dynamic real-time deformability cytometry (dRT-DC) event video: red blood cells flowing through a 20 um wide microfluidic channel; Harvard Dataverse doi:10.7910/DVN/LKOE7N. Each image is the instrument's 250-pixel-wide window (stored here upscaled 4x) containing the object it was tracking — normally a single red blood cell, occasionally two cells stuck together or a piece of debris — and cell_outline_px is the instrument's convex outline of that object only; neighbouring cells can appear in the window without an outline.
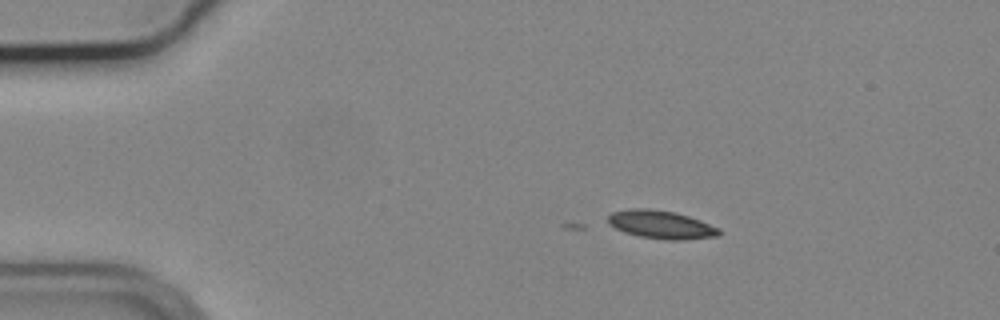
{"species": "common noctule bat (a hibernating species)", "species_latin": "Nyctalus noctula", "temperature_condition": "cold", "stored_images_in_passage": 4, "camera_frame_rate_fps": 3000, "um_per_image_px": 0.085, "animal": {"sex": "male", "body_mass_g": 19.2, "forearm_length_mm": 51.8}, "frame": {"image": 1, "passage_image": 1, "time_ms": 0.0, "image_size_px": [1000, 320], "cell_outline_px": [[720, 236], [684, 240], [664, 240], [640, 236], [624, 232], [608, 224], [608, 216], [612, 212], [628, 208], [648, 208], [676, 212], [700, 220], [720, 228]], "centroid_in_image_um": [56.2, 19.09], "position_along_channel_um": 28.8, "area_um2": 18.44}}